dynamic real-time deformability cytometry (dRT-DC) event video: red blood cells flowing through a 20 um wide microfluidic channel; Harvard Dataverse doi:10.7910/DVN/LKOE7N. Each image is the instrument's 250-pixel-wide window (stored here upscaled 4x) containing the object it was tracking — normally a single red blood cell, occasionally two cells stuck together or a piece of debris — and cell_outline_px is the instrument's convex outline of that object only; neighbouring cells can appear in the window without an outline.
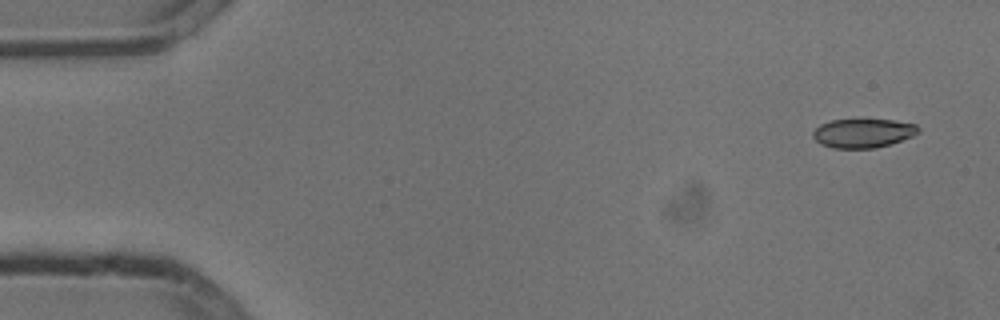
{"species": "common noctule bat (a hibernating species)", "species_latin": "Nyctalus noctula", "temperature_condition": "cold", "stored_images_in_passage": 4, "camera_frame_rate_fps": 3000, "um_per_image_px": 0.085, "animal": {"sex": "male", "body_mass_g": 13.3}, "frame": {"image": 1, "passage_image": 1, "time_ms": 0.0, "image_size_px": [1000, 320], "cell_outline_px": [[920, 132], [912, 136], [876, 148], [832, 148], [820, 144], [812, 136], [812, 132], [820, 124], [832, 120], [892, 120], [916, 124], [920, 128]], "centroid_in_image_um": [73.34, 11.32], "position_along_channel_um": 11.7, "area_um2": 17.69}}
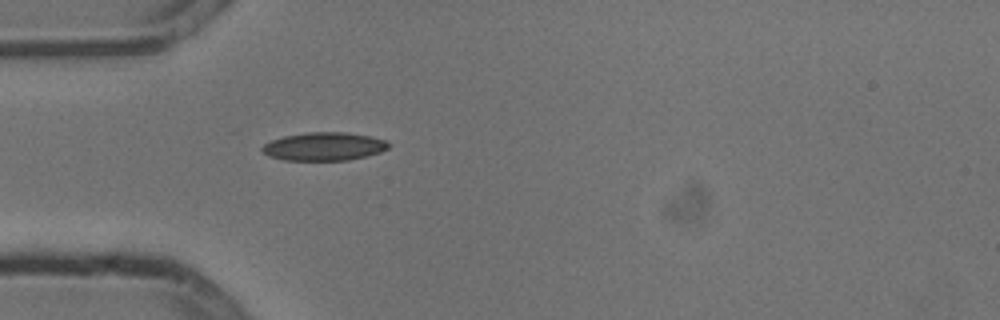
{"frame": {"image": 2, "passage_image": 4, "time_ms": 1.0, "image_size_px": [1000, 320], "cell_outline_px": [[392, 144], [388, 148], [380, 152], [348, 160], [284, 160], [268, 156], [260, 148], [264, 144], [272, 140], [284, 136], [308, 132], [344, 132], [368, 136], [388, 140]], "centroid_in_image_um": [27.55, 12.45], "position_along_channel_um": 57.4, "area_um2": 20.75}}